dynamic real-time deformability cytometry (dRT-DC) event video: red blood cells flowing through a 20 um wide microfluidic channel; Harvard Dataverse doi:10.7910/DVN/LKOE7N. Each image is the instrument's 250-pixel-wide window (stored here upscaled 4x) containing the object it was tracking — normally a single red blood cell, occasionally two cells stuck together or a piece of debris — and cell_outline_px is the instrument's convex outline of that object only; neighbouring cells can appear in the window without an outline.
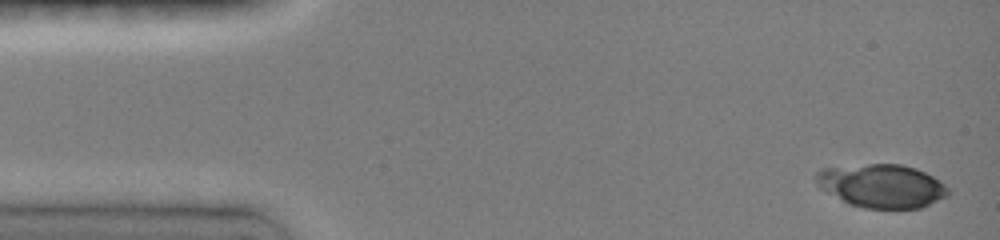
{"species": "common noctule bat (a hibernating species)", "species_latin": "Nyctalus noctula", "temperature_condition": "room temperature", "stored_images_in_passage": 5, "camera_frame_rate_fps": 3000, "um_per_image_px": 0.085, "animal": {"sex": "female", "body_mass_g": 19.0, "forearm_length_mm": 51.5}, "frame": {"image": 1, "passage_image": 1, "time_ms": 0.0, "image_size_px": [1000, 240], "cell_outline_px": [[952, 192], [948, 196], [920, 208], [864, 208], [848, 204], [820, 188], [816, 184], [816, 172], [824, 168], [868, 164], [900, 164], [916, 168], [940, 180]], "centroid_in_image_um": [74.96, 15.8], "position_along_channel_um": 10.0, "area_um2": 33.47}}